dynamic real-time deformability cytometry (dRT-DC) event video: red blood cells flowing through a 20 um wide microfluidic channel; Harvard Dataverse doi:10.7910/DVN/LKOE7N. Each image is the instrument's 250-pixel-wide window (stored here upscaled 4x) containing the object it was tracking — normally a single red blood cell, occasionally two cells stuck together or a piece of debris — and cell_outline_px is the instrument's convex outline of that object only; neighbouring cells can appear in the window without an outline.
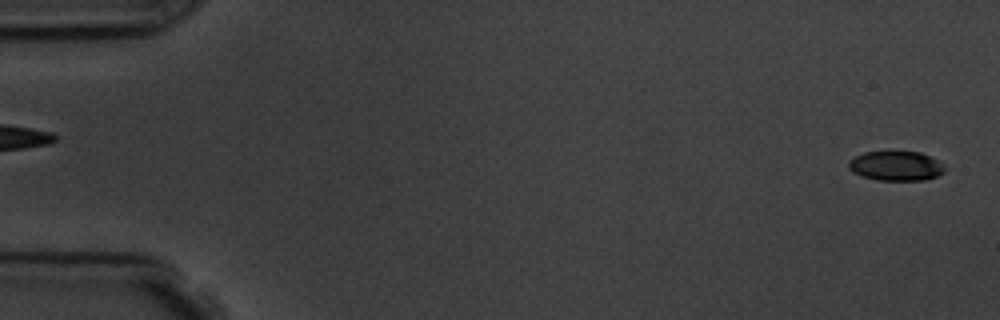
{"species": "common noctule bat (a hibernating species)", "species_latin": "Nyctalus noctula", "temperature_condition": "room temperature", "stored_images_in_passage": 6, "segment_of_instrument_passage": [2, 2], "camera_frame_rate_fps": 3000, "um_per_image_px": 0.085, "animal": {"sex": "male", "body_mass_g": 19.5, "forearm_length_mm": 54.6}, "frame": {"image": 1, "passage_image": 6, "time_ms": 5.667, "image_size_px": [1000, 320], "cell_outline_px": [[944, 172], [936, 176], [924, 180], [876, 180], [852, 172], [848, 168], [848, 160], [864, 152], [920, 152], [936, 160], [944, 168]], "centroid_in_image_um": [76.11, 14.11], "position_along_channel_um": 8.9, "area_um2": 16.3}}